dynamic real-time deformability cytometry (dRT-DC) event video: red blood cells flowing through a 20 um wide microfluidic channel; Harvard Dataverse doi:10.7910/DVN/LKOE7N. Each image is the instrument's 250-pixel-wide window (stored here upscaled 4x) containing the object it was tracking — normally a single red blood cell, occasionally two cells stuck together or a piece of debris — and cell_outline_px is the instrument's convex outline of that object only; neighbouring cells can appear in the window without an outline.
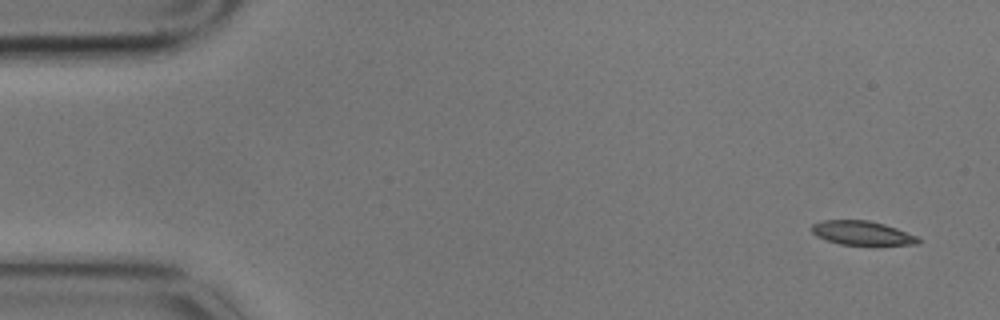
{"species": "common noctule bat (a hibernating species)", "species_latin": "Nyctalus noctula", "temperature_condition": "cold", "stored_images_in_passage": 4, "camera_frame_rate_fps": 3000, "um_per_image_px": 0.085, "animal": {"sex": "male", "body_mass_g": 17.9}, "frame": {"image": 1, "passage_image": 1, "time_ms": 0.0, "image_size_px": [1000, 320], "cell_outline_px": [[920, 244], [840, 244], [816, 236], [812, 232], [812, 224], [824, 220], [868, 220], [884, 224], [920, 236]], "centroid_in_image_um": [73.3, 19.79], "position_along_channel_um": 11.7, "area_um2": 14.74}}
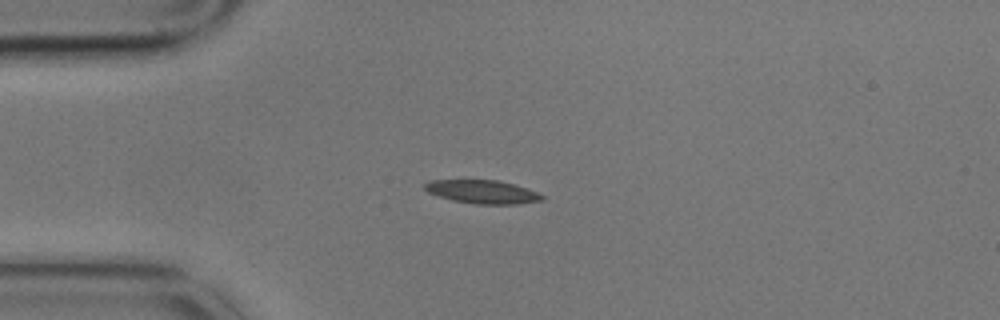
{"frame": {"image": 2, "passage_image": 4, "time_ms": 1.0, "image_size_px": [1000, 320], "cell_outline_px": [[544, 200], [516, 204], [476, 204], [452, 200], [428, 192], [424, 188], [424, 184], [432, 180], [496, 180], [512, 184], [536, 192], [544, 196]], "centroid_in_image_um": [40.99, 16.31], "position_along_channel_um": 44.0, "area_um2": 15.72}}